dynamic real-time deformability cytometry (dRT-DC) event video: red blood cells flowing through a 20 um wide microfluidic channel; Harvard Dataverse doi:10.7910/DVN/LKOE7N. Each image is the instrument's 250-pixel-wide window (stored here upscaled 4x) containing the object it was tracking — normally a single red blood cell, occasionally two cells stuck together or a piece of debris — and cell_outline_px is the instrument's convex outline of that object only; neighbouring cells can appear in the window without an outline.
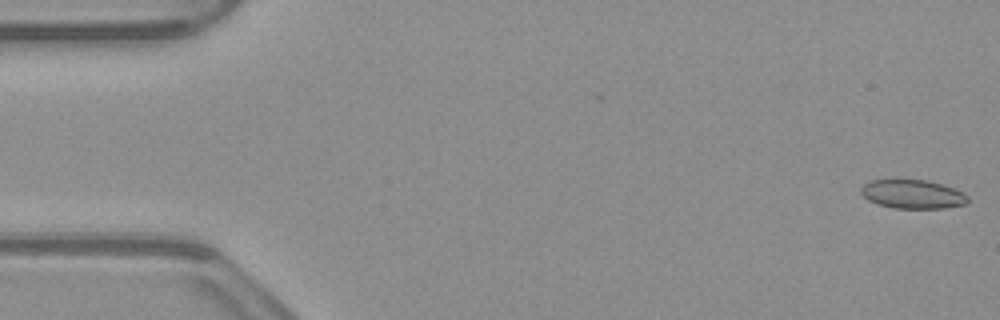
{"species": "common noctule bat (a hibernating species)", "species_latin": "Nyctalus noctula", "temperature_condition": "warm", "stored_images_in_passage": 52, "camera_frame_rate_fps": 3000, "um_per_image_px": 0.085, "animal": {"sex": "male", "body_mass_g": 23.1, "forearm_length_mm": 52.7}, "frame": {"image": 1, "passage_image": 1, "time_ms": 0.0, "image_size_px": [1000, 320], "cell_outline_px": [[968, 200], [964, 204], [944, 208], [896, 208], [880, 204], [868, 200], [860, 192], [860, 188], [864, 184], [872, 180], [928, 180], [964, 192], [968, 196]], "centroid_in_image_um": [77.57, 16.5], "position_along_channel_um": 7.4, "area_um2": 17.69}}
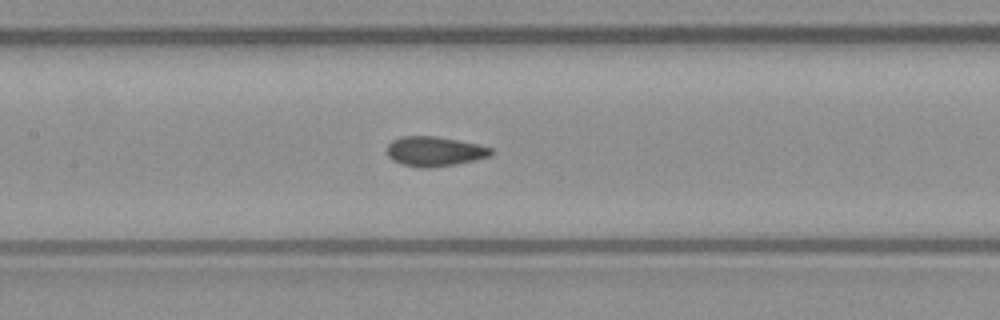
{"frame": {"image": 2, "passage_image": 24, "time_ms": 7.667, "image_size_px": [1000, 320], "cell_outline_px": [[492, 152], [488, 156], [456, 164], [428, 168], [420, 168], [400, 164], [392, 160], [388, 156], [388, 144], [392, 140], [400, 136], [436, 136], [476, 144], [492, 148]], "centroid_in_image_um": [36.87, 12.87], "position_along_channel_um": 170.5, "area_um2": 17.86}}
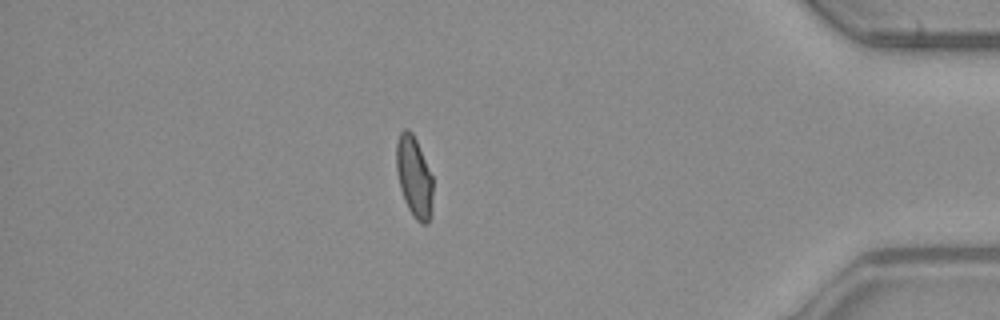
{"frame": {"image": 3, "passage_image": 45, "time_ms": 14.667, "image_size_px": [1000, 320], "cell_outline_px": [[432, 196], [428, 224], [420, 224], [416, 220], [408, 208], [404, 200], [400, 188], [396, 168], [396, 144], [400, 132], [404, 128], [408, 128], [412, 132], [416, 140], [432, 176]], "centroid_in_image_um": [35.17, 15.01], "position_along_channel_um": 400.0, "area_um2": 17.05}, "authors_computed_cell_mechanics": {"area_um2": 17.9758, "velocity_mm_per_s": 3.9308, "shape_relaxation_time_tau1_ms": 10.6681, "shape_relaxation_time_tau2_ms": null, "deformation_change_tau1": 0.1866, "deformation_change_tau2": null}}